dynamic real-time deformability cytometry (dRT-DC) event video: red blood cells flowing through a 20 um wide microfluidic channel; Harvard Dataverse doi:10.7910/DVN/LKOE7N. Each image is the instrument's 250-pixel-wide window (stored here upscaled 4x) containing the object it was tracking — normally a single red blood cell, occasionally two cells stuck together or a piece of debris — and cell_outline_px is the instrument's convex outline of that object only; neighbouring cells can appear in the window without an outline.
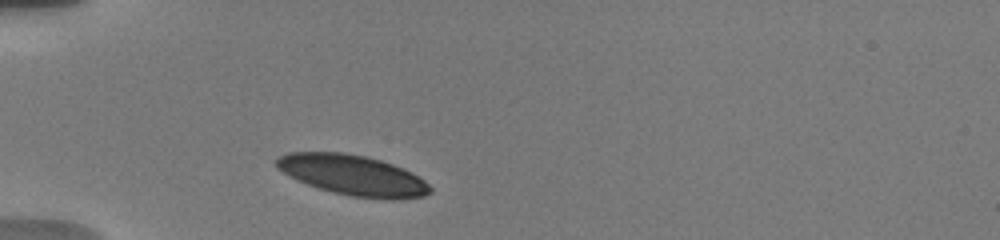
{"species": "human", "species_latin": "Homo sapiens", "temperature_condition": "warm", "stored_images_in_passage": 27, "camera_frame_rate_fps": 3000, "um_per_image_px": 0.085, "donor": {"sex": "male"}, "frame": {"image": 1, "passage_image": 1, "time_ms": 0.0, "image_size_px": [1000, 240], "cell_outline_px": [[432, 192], [424, 196], [400, 200], [392, 200], [352, 196], [332, 192], [316, 188], [296, 180], [276, 168], [276, 156], [288, 152], [344, 152], [368, 156], [404, 168], [424, 180], [432, 188]], "centroid_in_image_um": [29.98, 14.89], "position_along_channel_um": 55.0, "area_um2": 36.59}}
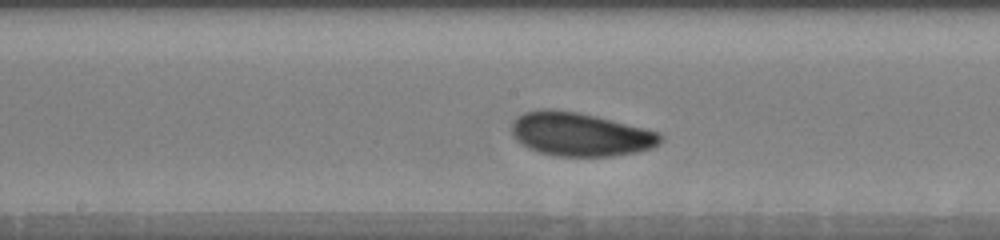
{"frame": {"image": 2, "passage_image": 11, "time_ms": 4.333, "image_size_px": [1000, 240], "cell_outline_px": [[664, 140], [660, 144], [652, 148], [636, 152], [612, 156], [556, 156], [540, 152], [528, 148], [520, 144], [512, 136], [512, 120], [516, 116], [524, 112], [544, 108], [552, 108], [576, 112], [596, 116], [660, 132], [664, 136]], "centroid_in_image_um": [49.31, 11.41], "position_along_channel_um": 198.9, "area_um2": 38.15}}
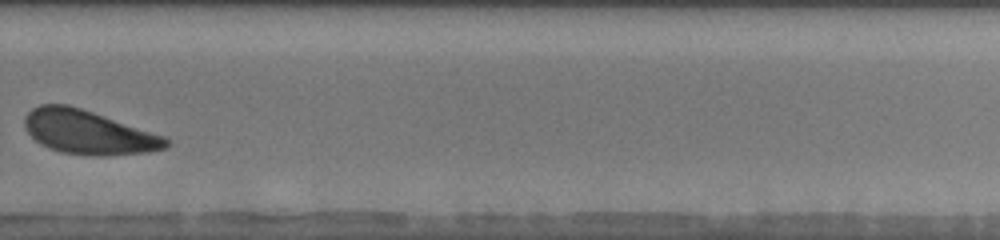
{"frame": {"image": 3, "passage_image": 18, "time_ms": 7.667, "image_size_px": [1000, 240], "cell_outline_px": [[172, 144], [168, 148], [148, 152], [104, 156], [92, 156], [60, 152], [48, 148], [40, 144], [24, 128], [24, 116], [32, 108], [40, 104], [68, 104], [164, 136], [172, 140]], "centroid_in_image_um": [7.51, 11.26], "position_along_channel_um": 322.3, "area_um2": 36.3}, "authors_computed_cell_mechanics": {"area_um2": 37.3388, "velocity_mm_per_s": 3.7113, "shape_relaxation_time_tau1_ms": 1.8887, "shape_relaxation_time_tau2_ms": null, "deformation_change_tau1": 0.0957, "deformation_change_tau2": null}}